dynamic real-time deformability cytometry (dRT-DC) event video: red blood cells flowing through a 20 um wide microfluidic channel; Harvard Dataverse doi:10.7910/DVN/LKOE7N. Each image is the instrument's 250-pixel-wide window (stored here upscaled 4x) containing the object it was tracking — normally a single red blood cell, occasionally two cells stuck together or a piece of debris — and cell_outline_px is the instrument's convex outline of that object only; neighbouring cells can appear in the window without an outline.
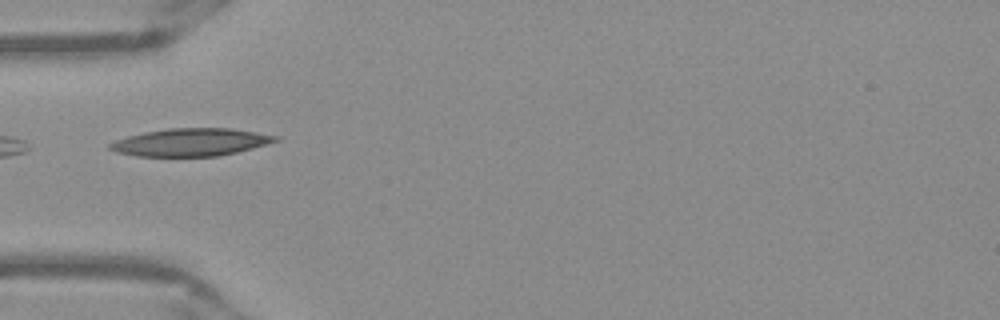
{"species": "Egyptian fruit bat (a non-hibernating species)", "species_latin": "Rousettus aegyptiacus", "temperature_condition": "warm", "stored_images_in_passage": 9, "camera_frame_rate_fps": 3000, "um_per_image_px": 0.085, "frame": {"image": 1, "passage_image": 1, "time_ms": 0.0, "image_size_px": [1000, 320], "cell_outline_px": [[280, 140], [252, 148], [220, 156], [136, 156], [116, 152], [108, 148], [108, 144], [116, 140], [128, 136], [144, 132], [168, 128], [232, 128], [280, 136]], "centroid_in_image_um": [16.22, 12.08], "position_along_channel_um": 68.8, "area_um2": 26.7}}